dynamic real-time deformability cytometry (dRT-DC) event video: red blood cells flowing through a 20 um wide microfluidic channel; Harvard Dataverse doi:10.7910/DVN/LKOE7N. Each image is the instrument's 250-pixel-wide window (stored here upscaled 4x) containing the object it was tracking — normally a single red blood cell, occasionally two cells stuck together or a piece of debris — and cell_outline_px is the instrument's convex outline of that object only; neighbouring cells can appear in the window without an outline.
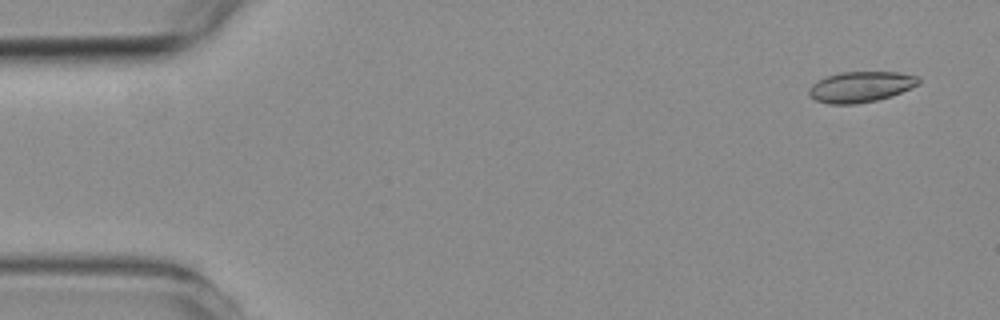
{"species": "common noctule bat (a hibernating species)", "species_latin": "Nyctalus noctula", "temperature_condition": "room temperature", "stored_images_in_passage": 5, "camera_frame_rate_fps": 3000, "um_per_image_px": 0.085, "animal": {"sex": "female", "body_mass_g": 19.3, "forearm_length_mm": 54.1}, "frame": {"image": 1, "passage_image": 1, "time_ms": 0.0, "image_size_px": [1000, 320], "cell_outline_px": [[920, 84], [892, 96], [876, 100], [852, 104], [828, 104], [816, 100], [808, 92], [808, 88], [816, 80], [840, 72], [900, 72], [920, 76]], "centroid_in_image_um": [73.19, 7.37], "position_along_channel_um": 11.8, "area_um2": 19.71}}